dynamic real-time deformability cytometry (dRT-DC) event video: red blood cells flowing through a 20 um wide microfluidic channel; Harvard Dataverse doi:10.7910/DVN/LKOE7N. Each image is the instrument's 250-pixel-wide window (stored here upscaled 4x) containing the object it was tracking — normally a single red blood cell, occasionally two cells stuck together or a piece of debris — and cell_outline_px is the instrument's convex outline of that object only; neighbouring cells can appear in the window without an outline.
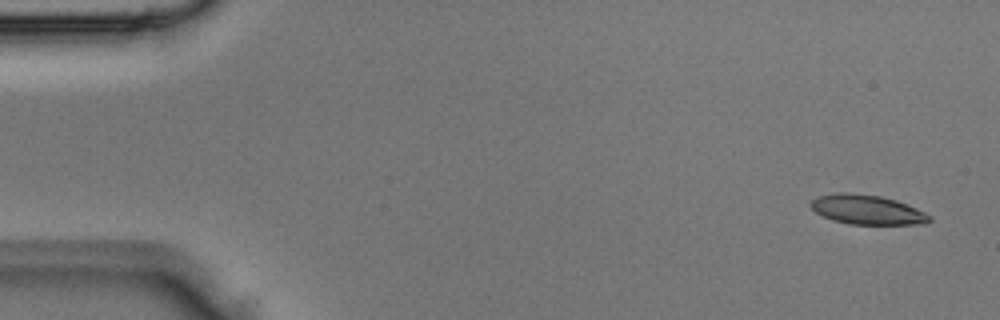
{"species": "Egyptian fruit bat (a non-hibernating species)", "species_latin": "Rousettus aegyptiacus", "temperature_condition": "room temperature", "stored_images_in_passage": 3, "camera_frame_rate_fps": 3000, "um_per_image_px": 0.085, "animal": {"sex": "male"}, "frame": {"image": 1, "passage_image": 1, "time_ms": 0.0, "image_size_px": [1000, 320], "cell_outline_px": [[932, 220], [928, 224], [848, 224], [832, 220], [816, 212], [808, 204], [816, 196], [836, 192], [848, 192], [880, 196], [896, 200], [924, 212], [932, 216]], "centroid_in_image_um": [73.69, 17.82], "position_along_channel_um": 11.3, "area_um2": 20.52}}
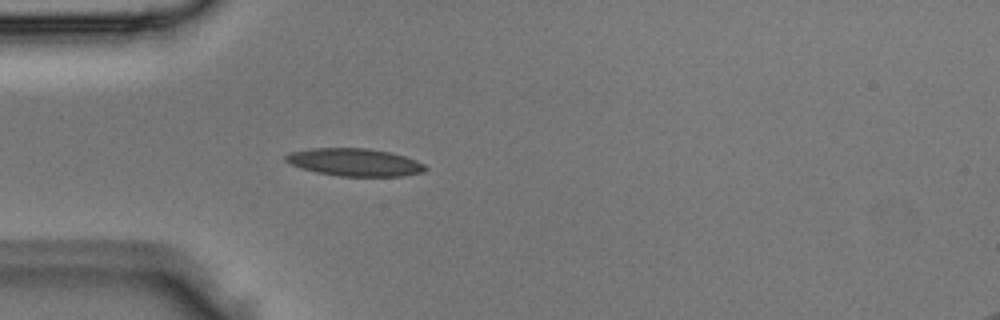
{"frame": {"image": 2, "passage_image": 3, "time_ms": 0.667, "image_size_px": [1000, 320], "cell_outline_px": [[428, 168], [424, 172], [400, 176], [340, 176], [316, 172], [300, 168], [284, 160], [284, 156], [288, 152], [312, 148], [368, 148], [392, 152], [416, 160], [424, 164]], "centroid_in_image_um": [30.14, 13.78], "position_along_channel_um": 54.9, "area_um2": 22.6}}